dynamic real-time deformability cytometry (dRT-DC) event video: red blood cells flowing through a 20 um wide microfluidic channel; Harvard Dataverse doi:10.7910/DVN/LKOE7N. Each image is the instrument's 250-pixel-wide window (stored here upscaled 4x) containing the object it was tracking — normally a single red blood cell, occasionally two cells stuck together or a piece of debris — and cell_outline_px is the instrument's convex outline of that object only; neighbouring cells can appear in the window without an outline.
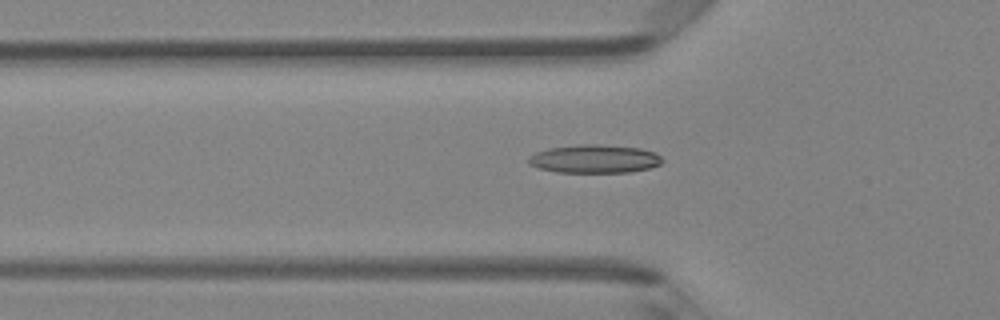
{"species": "Egyptian fruit bat (a non-hibernating species)", "species_latin": "Rousettus aegyptiacus", "temperature_condition": "room temperature", "stored_images_in_passage": 43, "camera_frame_rate_fps": 3000, "um_per_image_px": 0.085, "animal": {"sex": "female"}, "frame": {"image": 1, "passage_image": 12, "time_ms": 3.667, "image_size_px": [1000, 320], "cell_outline_px": [[664, 160], [660, 164], [648, 168], [628, 172], [556, 172], [540, 168], [528, 164], [528, 156], [536, 152], [548, 148], [580, 144], [596, 144], [640, 148], [656, 152]], "centroid_in_image_um": [50.52, 13.5], "position_along_channel_um": 75.3, "area_um2": 22.08}}
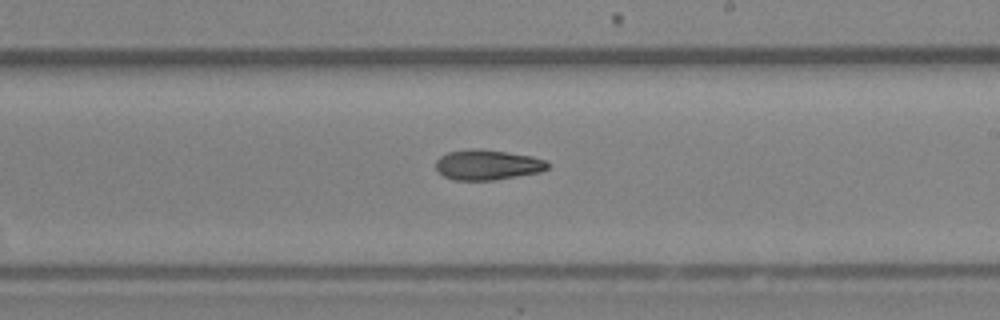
{"frame": {"image": 2, "passage_image": 24, "time_ms": 7.667, "image_size_px": [1000, 320], "cell_outline_px": [[552, 164], [548, 168], [540, 172], [492, 180], [452, 180], [444, 176], [436, 168], [436, 160], [440, 156], [448, 152], [468, 148], [480, 148], [532, 156], [548, 160]], "centroid_in_image_um": [41.46, 13.99], "position_along_channel_um": 247.5, "area_um2": 19.88}}
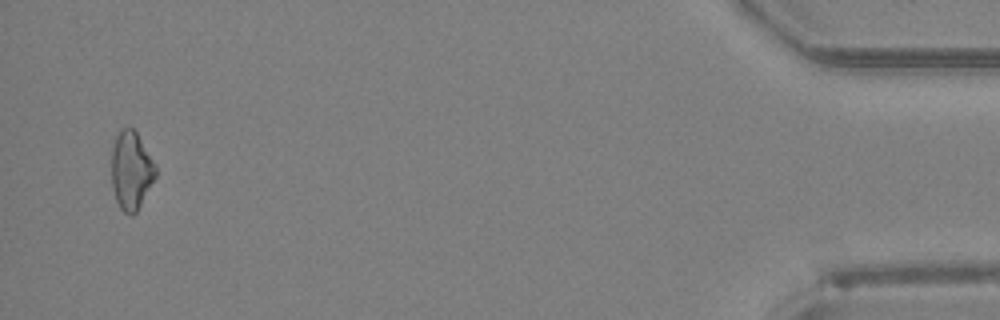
{"frame": {"image": 3, "passage_image": 42, "time_ms": 13.667, "image_size_px": [1000, 320], "cell_outline_px": [[156, 176], [136, 212], [132, 216], [128, 216], [120, 208], [116, 200], [112, 188], [112, 148], [116, 136], [120, 128], [132, 128], [136, 132], [156, 164]], "centroid_in_image_um": [11.14, 14.5], "position_along_channel_um": 424.1, "area_um2": 20.06}, "authors_computed_cell_mechanics": {"area_um2": 20.1144, "velocity_mm_per_s": 4.3182, "shape_relaxation_time_tau1_ms": 7.8874, "shape_relaxation_time_tau2_ms": 6.0703, "deformation_change_tau1": 0.193, "deformation_change_tau2": 0.1572}}